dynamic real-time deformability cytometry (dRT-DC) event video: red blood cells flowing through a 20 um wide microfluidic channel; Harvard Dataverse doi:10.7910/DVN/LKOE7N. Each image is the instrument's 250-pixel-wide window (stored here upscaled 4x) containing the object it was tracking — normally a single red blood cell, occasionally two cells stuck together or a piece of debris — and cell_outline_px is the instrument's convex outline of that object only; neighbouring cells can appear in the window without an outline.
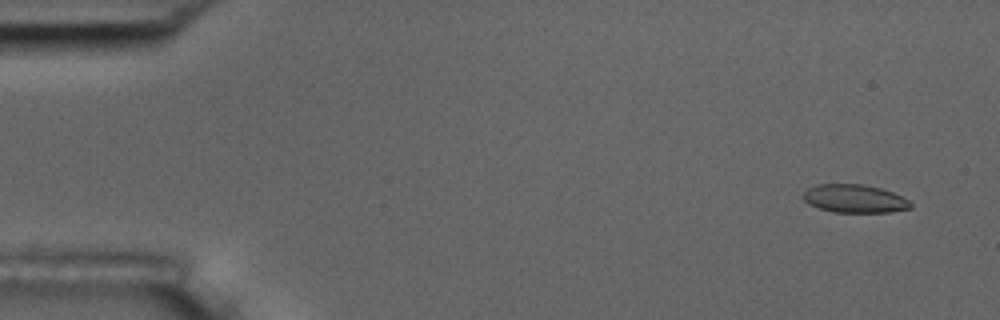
{"species": "common noctule bat (a hibernating species)", "species_latin": "Nyctalus noctula", "temperature_condition": "room temperature", "stored_images_in_passage": 6, "camera_frame_rate_fps": 3000, "um_per_image_px": 0.085, "animal": {"sex": "male", "body_mass_g": 17.5, "forearm_length_mm": 52.3}, "frame": {"image": 1, "passage_image": 2, "time_ms": 1.0, "image_size_px": [1000, 320], "cell_outline_px": [[912, 208], [892, 212], [832, 212], [808, 204], [800, 196], [808, 188], [816, 184], [860, 184], [880, 188], [892, 192], [908, 200], [912, 204]], "centroid_in_image_um": [72.61, 16.89], "position_along_channel_um": 12.4, "area_um2": 17.69}}
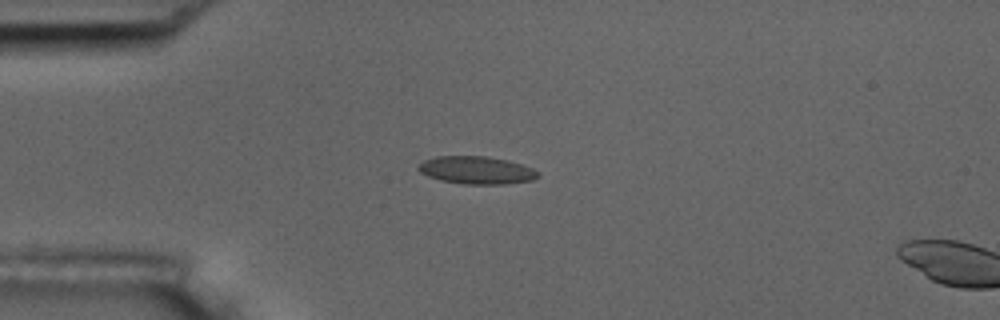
{"frame": {"image": 2, "passage_image": 5, "time_ms": 4.667, "image_size_px": [1000, 320], "cell_outline_px": [[540, 176], [532, 180], [504, 184], [464, 184], [440, 180], [428, 176], [420, 172], [416, 168], [416, 164], [424, 160], [436, 156], [488, 156], [508, 160], [532, 168], [540, 172]], "centroid_in_image_um": [40.48, 14.46], "position_along_channel_um": 44.5, "area_um2": 19.48}}